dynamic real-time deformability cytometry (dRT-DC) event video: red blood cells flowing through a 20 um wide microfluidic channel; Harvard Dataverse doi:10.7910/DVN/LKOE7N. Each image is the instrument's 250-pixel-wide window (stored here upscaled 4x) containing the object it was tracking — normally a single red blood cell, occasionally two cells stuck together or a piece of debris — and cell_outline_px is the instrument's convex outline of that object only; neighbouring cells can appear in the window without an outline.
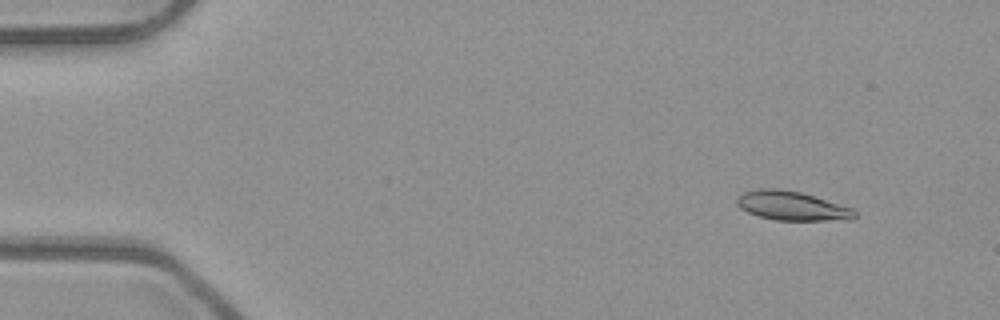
{"species": "common noctule bat (a hibernating species)", "species_latin": "Nyctalus noctula", "temperature_condition": "room temperature", "stored_images_in_passage": 48, "camera_frame_rate_fps": 3000, "um_per_image_px": 0.085, "animal": {"sex": "male", "body_mass_g": 23.1, "forearm_length_mm": 52.7}, "frame": {"image": 1, "passage_image": 1, "time_ms": 0.0, "image_size_px": [1000, 320], "cell_outline_px": [[856, 216], [852, 220], [776, 220], [760, 216], [748, 212], [740, 208], [736, 204], [736, 196], [744, 192], [760, 188], [776, 188], [800, 192], [852, 208], [856, 212]], "centroid_in_image_um": [67.29, 17.5], "position_along_channel_um": 17.7, "area_um2": 19.88}}
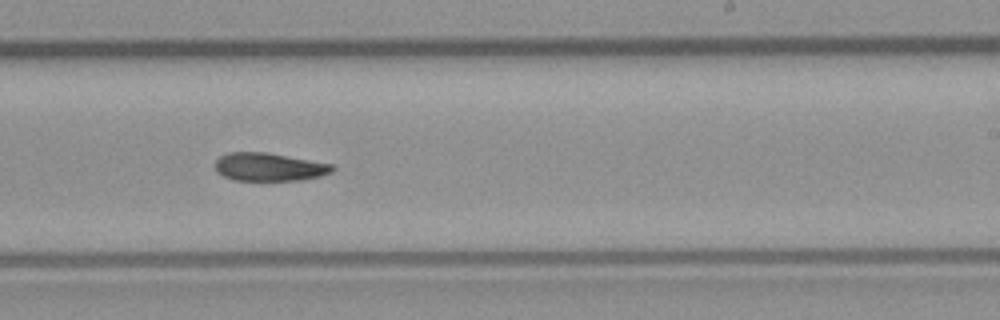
{"frame": {"image": 2, "passage_image": 28, "time_ms": 9.0, "image_size_px": [1000, 320], "cell_outline_px": [[336, 168], [332, 172], [320, 176], [300, 180], [232, 180], [216, 172], [216, 160], [220, 156], [228, 152], [268, 152], [332, 164]], "centroid_in_image_um": [22.88, 14.18], "position_along_channel_um": 266.1, "area_um2": 19.25}}
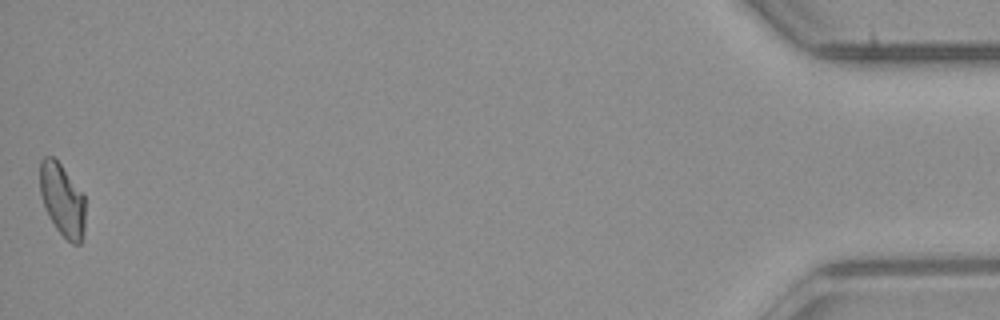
{"frame": {"image": 3, "passage_image": 48, "time_ms": 15.667, "image_size_px": [1000, 320], "cell_outline_px": [[84, 228], [80, 244], [72, 244], [56, 228], [48, 216], [44, 208], [40, 192], [40, 160], [44, 156], [52, 156], [60, 164], [84, 196]], "centroid_in_image_um": [5.27, 16.99], "position_along_channel_um": 429.9, "area_um2": 18.9}}